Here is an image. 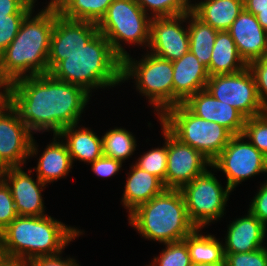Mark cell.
<instances>
[{
	"label": "cell",
	"instance_id": "obj_1",
	"mask_svg": "<svg viewBox=\"0 0 267 266\" xmlns=\"http://www.w3.org/2000/svg\"><path fill=\"white\" fill-rule=\"evenodd\" d=\"M2 94L32 134L52 131L53 135L79 124L92 97L82 87L55 79L50 73L20 78Z\"/></svg>",
	"mask_w": 267,
	"mask_h": 266
},
{
	"label": "cell",
	"instance_id": "obj_2",
	"mask_svg": "<svg viewBox=\"0 0 267 266\" xmlns=\"http://www.w3.org/2000/svg\"><path fill=\"white\" fill-rule=\"evenodd\" d=\"M34 11L26 15L16 37L0 54L1 90L20 78L48 73L56 10L45 6L36 15Z\"/></svg>",
	"mask_w": 267,
	"mask_h": 266
},
{
	"label": "cell",
	"instance_id": "obj_3",
	"mask_svg": "<svg viewBox=\"0 0 267 266\" xmlns=\"http://www.w3.org/2000/svg\"><path fill=\"white\" fill-rule=\"evenodd\" d=\"M84 231L49 215L17 216L1 233L6 257L29 261L63 250Z\"/></svg>",
	"mask_w": 267,
	"mask_h": 266
},
{
	"label": "cell",
	"instance_id": "obj_4",
	"mask_svg": "<svg viewBox=\"0 0 267 266\" xmlns=\"http://www.w3.org/2000/svg\"><path fill=\"white\" fill-rule=\"evenodd\" d=\"M121 70L122 59L98 31L81 50L68 54L49 73L55 79L82 87L92 96L94 89L120 85Z\"/></svg>",
	"mask_w": 267,
	"mask_h": 266
},
{
	"label": "cell",
	"instance_id": "obj_5",
	"mask_svg": "<svg viewBox=\"0 0 267 266\" xmlns=\"http://www.w3.org/2000/svg\"><path fill=\"white\" fill-rule=\"evenodd\" d=\"M129 225L141 237L159 243L183 240L196 227L189 220L180 189H165L128 214Z\"/></svg>",
	"mask_w": 267,
	"mask_h": 266
},
{
	"label": "cell",
	"instance_id": "obj_6",
	"mask_svg": "<svg viewBox=\"0 0 267 266\" xmlns=\"http://www.w3.org/2000/svg\"><path fill=\"white\" fill-rule=\"evenodd\" d=\"M141 57L138 61L128 54L122 59L121 80L124 83L132 78L136 90L148 99L159 118L173 107V64L148 49Z\"/></svg>",
	"mask_w": 267,
	"mask_h": 266
},
{
	"label": "cell",
	"instance_id": "obj_7",
	"mask_svg": "<svg viewBox=\"0 0 267 266\" xmlns=\"http://www.w3.org/2000/svg\"><path fill=\"white\" fill-rule=\"evenodd\" d=\"M158 119L174 137L201 152L211 162L233 136L218 123L197 117L183 103L170 107Z\"/></svg>",
	"mask_w": 267,
	"mask_h": 266
},
{
	"label": "cell",
	"instance_id": "obj_8",
	"mask_svg": "<svg viewBox=\"0 0 267 266\" xmlns=\"http://www.w3.org/2000/svg\"><path fill=\"white\" fill-rule=\"evenodd\" d=\"M151 19L135 0H114L97 27L123 59L129 54L122 46L124 42L148 48Z\"/></svg>",
	"mask_w": 267,
	"mask_h": 266
},
{
	"label": "cell",
	"instance_id": "obj_9",
	"mask_svg": "<svg viewBox=\"0 0 267 266\" xmlns=\"http://www.w3.org/2000/svg\"><path fill=\"white\" fill-rule=\"evenodd\" d=\"M212 169L195 177L180 190L183 194L189 220L196 228H205L225 214L232 190L214 176Z\"/></svg>",
	"mask_w": 267,
	"mask_h": 266
},
{
	"label": "cell",
	"instance_id": "obj_10",
	"mask_svg": "<svg viewBox=\"0 0 267 266\" xmlns=\"http://www.w3.org/2000/svg\"><path fill=\"white\" fill-rule=\"evenodd\" d=\"M17 109L0 95V169L23 167L38 154V144ZM27 159V160H26Z\"/></svg>",
	"mask_w": 267,
	"mask_h": 266
},
{
	"label": "cell",
	"instance_id": "obj_11",
	"mask_svg": "<svg viewBox=\"0 0 267 266\" xmlns=\"http://www.w3.org/2000/svg\"><path fill=\"white\" fill-rule=\"evenodd\" d=\"M246 140V141H245ZM214 172L226 175V185L234 191L237 185L251 177L267 173V157L243 134L233 135L221 153L211 162Z\"/></svg>",
	"mask_w": 267,
	"mask_h": 266
},
{
	"label": "cell",
	"instance_id": "obj_12",
	"mask_svg": "<svg viewBox=\"0 0 267 266\" xmlns=\"http://www.w3.org/2000/svg\"><path fill=\"white\" fill-rule=\"evenodd\" d=\"M206 90L214 98L236 108L246 118L267 111L258 97L255 79L248 67L234 74L209 76Z\"/></svg>",
	"mask_w": 267,
	"mask_h": 266
},
{
	"label": "cell",
	"instance_id": "obj_13",
	"mask_svg": "<svg viewBox=\"0 0 267 266\" xmlns=\"http://www.w3.org/2000/svg\"><path fill=\"white\" fill-rule=\"evenodd\" d=\"M183 22H187V13L152 18L148 52L169 61L184 56L189 51V35L187 25H183Z\"/></svg>",
	"mask_w": 267,
	"mask_h": 266
},
{
	"label": "cell",
	"instance_id": "obj_14",
	"mask_svg": "<svg viewBox=\"0 0 267 266\" xmlns=\"http://www.w3.org/2000/svg\"><path fill=\"white\" fill-rule=\"evenodd\" d=\"M210 169L211 161L201 152L179 141L168 131L166 189H181Z\"/></svg>",
	"mask_w": 267,
	"mask_h": 266
},
{
	"label": "cell",
	"instance_id": "obj_15",
	"mask_svg": "<svg viewBox=\"0 0 267 266\" xmlns=\"http://www.w3.org/2000/svg\"><path fill=\"white\" fill-rule=\"evenodd\" d=\"M97 24L64 18L56 11L48 57V73L66 56L81 50L98 32Z\"/></svg>",
	"mask_w": 267,
	"mask_h": 266
},
{
	"label": "cell",
	"instance_id": "obj_16",
	"mask_svg": "<svg viewBox=\"0 0 267 266\" xmlns=\"http://www.w3.org/2000/svg\"><path fill=\"white\" fill-rule=\"evenodd\" d=\"M24 167L3 169L1 179L10 188L14 199L15 208L19 216H44L45 205L42 191L47 184L43 183L37 176L32 179Z\"/></svg>",
	"mask_w": 267,
	"mask_h": 266
},
{
	"label": "cell",
	"instance_id": "obj_17",
	"mask_svg": "<svg viewBox=\"0 0 267 266\" xmlns=\"http://www.w3.org/2000/svg\"><path fill=\"white\" fill-rule=\"evenodd\" d=\"M183 104L197 117L218 123L232 135L243 133L246 117L231 105L214 98L206 89L191 95Z\"/></svg>",
	"mask_w": 267,
	"mask_h": 266
},
{
	"label": "cell",
	"instance_id": "obj_18",
	"mask_svg": "<svg viewBox=\"0 0 267 266\" xmlns=\"http://www.w3.org/2000/svg\"><path fill=\"white\" fill-rule=\"evenodd\" d=\"M227 32L233 38L240 57L247 65L266 56L267 32L252 13L243 9Z\"/></svg>",
	"mask_w": 267,
	"mask_h": 266
},
{
	"label": "cell",
	"instance_id": "obj_19",
	"mask_svg": "<svg viewBox=\"0 0 267 266\" xmlns=\"http://www.w3.org/2000/svg\"><path fill=\"white\" fill-rule=\"evenodd\" d=\"M266 234L267 227L248 211L228 225L224 253H247L265 247Z\"/></svg>",
	"mask_w": 267,
	"mask_h": 266
},
{
	"label": "cell",
	"instance_id": "obj_20",
	"mask_svg": "<svg viewBox=\"0 0 267 266\" xmlns=\"http://www.w3.org/2000/svg\"><path fill=\"white\" fill-rule=\"evenodd\" d=\"M173 64V106L184 103L191 95L206 89L209 74L189 50Z\"/></svg>",
	"mask_w": 267,
	"mask_h": 266
},
{
	"label": "cell",
	"instance_id": "obj_21",
	"mask_svg": "<svg viewBox=\"0 0 267 266\" xmlns=\"http://www.w3.org/2000/svg\"><path fill=\"white\" fill-rule=\"evenodd\" d=\"M130 168L121 198L122 206L128 210V213L166 189L163 182L155 175L140 169L133 163Z\"/></svg>",
	"mask_w": 267,
	"mask_h": 266
},
{
	"label": "cell",
	"instance_id": "obj_22",
	"mask_svg": "<svg viewBox=\"0 0 267 266\" xmlns=\"http://www.w3.org/2000/svg\"><path fill=\"white\" fill-rule=\"evenodd\" d=\"M51 141L40 154L37 167L28 171L30 174L36 171L37 177L47 185L66 177L73 168L65 142L58 135H53Z\"/></svg>",
	"mask_w": 267,
	"mask_h": 266
},
{
	"label": "cell",
	"instance_id": "obj_23",
	"mask_svg": "<svg viewBox=\"0 0 267 266\" xmlns=\"http://www.w3.org/2000/svg\"><path fill=\"white\" fill-rule=\"evenodd\" d=\"M96 134L90 127L74 124L62 129L58 136L65 142L73 164L78 160L89 165L103 155L102 138Z\"/></svg>",
	"mask_w": 267,
	"mask_h": 266
},
{
	"label": "cell",
	"instance_id": "obj_24",
	"mask_svg": "<svg viewBox=\"0 0 267 266\" xmlns=\"http://www.w3.org/2000/svg\"><path fill=\"white\" fill-rule=\"evenodd\" d=\"M243 9V0H201L192 3V12L218 31H227Z\"/></svg>",
	"mask_w": 267,
	"mask_h": 266
},
{
	"label": "cell",
	"instance_id": "obj_25",
	"mask_svg": "<svg viewBox=\"0 0 267 266\" xmlns=\"http://www.w3.org/2000/svg\"><path fill=\"white\" fill-rule=\"evenodd\" d=\"M247 66L240 57L231 35L227 31H218L210 64L207 67L209 76L234 74Z\"/></svg>",
	"mask_w": 267,
	"mask_h": 266
},
{
	"label": "cell",
	"instance_id": "obj_26",
	"mask_svg": "<svg viewBox=\"0 0 267 266\" xmlns=\"http://www.w3.org/2000/svg\"><path fill=\"white\" fill-rule=\"evenodd\" d=\"M189 20V21H188ZM189 50L206 69L210 64L218 30L199 19L192 11L187 13Z\"/></svg>",
	"mask_w": 267,
	"mask_h": 266
},
{
	"label": "cell",
	"instance_id": "obj_27",
	"mask_svg": "<svg viewBox=\"0 0 267 266\" xmlns=\"http://www.w3.org/2000/svg\"><path fill=\"white\" fill-rule=\"evenodd\" d=\"M114 0H50L47 6L64 18L98 24Z\"/></svg>",
	"mask_w": 267,
	"mask_h": 266
},
{
	"label": "cell",
	"instance_id": "obj_28",
	"mask_svg": "<svg viewBox=\"0 0 267 266\" xmlns=\"http://www.w3.org/2000/svg\"><path fill=\"white\" fill-rule=\"evenodd\" d=\"M196 228L183 240L187 243L192 264H225L223 242L214 235L201 234Z\"/></svg>",
	"mask_w": 267,
	"mask_h": 266
},
{
	"label": "cell",
	"instance_id": "obj_29",
	"mask_svg": "<svg viewBox=\"0 0 267 266\" xmlns=\"http://www.w3.org/2000/svg\"><path fill=\"white\" fill-rule=\"evenodd\" d=\"M103 155L122 163L136 151L137 141L132 132L115 127L102 135Z\"/></svg>",
	"mask_w": 267,
	"mask_h": 266
},
{
	"label": "cell",
	"instance_id": "obj_30",
	"mask_svg": "<svg viewBox=\"0 0 267 266\" xmlns=\"http://www.w3.org/2000/svg\"><path fill=\"white\" fill-rule=\"evenodd\" d=\"M161 130L162 137L164 138L163 146L151 148V150L144 152L134 163L140 169L158 177L165 186L168 158V130L162 124Z\"/></svg>",
	"mask_w": 267,
	"mask_h": 266
},
{
	"label": "cell",
	"instance_id": "obj_31",
	"mask_svg": "<svg viewBox=\"0 0 267 266\" xmlns=\"http://www.w3.org/2000/svg\"><path fill=\"white\" fill-rule=\"evenodd\" d=\"M147 15L173 17L192 11L191 0H135ZM150 12V13H149Z\"/></svg>",
	"mask_w": 267,
	"mask_h": 266
},
{
	"label": "cell",
	"instance_id": "obj_32",
	"mask_svg": "<svg viewBox=\"0 0 267 266\" xmlns=\"http://www.w3.org/2000/svg\"><path fill=\"white\" fill-rule=\"evenodd\" d=\"M165 248L154 257L151 266H192L187 243L184 240L165 243Z\"/></svg>",
	"mask_w": 267,
	"mask_h": 266
},
{
	"label": "cell",
	"instance_id": "obj_33",
	"mask_svg": "<svg viewBox=\"0 0 267 266\" xmlns=\"http://www.w3.org/2000/svg\"><path fill=\"white\" fill-rule=\"evenodd\" d=\"M242 134L267 157V111L261 115L246 118Z\"/></svg>",
	"mask_w": 267,
	"mask_h": 266
},
{
	"label": "cell",
	"instance_id": "obj_34",
	"mask_svg": "<svg viewBox=\"0 0 267 266\" xmlns=\"http://www.w3.org/2000/svg\"><path fill=\"white\" fill-rule=\"evenodd\" d=\"M225 266H267V246L247 253L225 254Z\"/></svg>",
	"mask_w": 267,
	"mask_h": 266
},
{
	"label": "cell",
	"instance_id": "obj_35",
	"mask_svg": "<svg viewBox=\"0 0 267 266\" xmlns=\"http://www.w3.org/2000/svg\"><path fill=\"white\" fill-rule=\"evenodd\" d=\"M18 216L10 188L0 179V233Z\"/></svg>",
	"mask_w": 267,
	"mask_h": 266
},
{
	"label": "cell",
	"instance_id": "obj_36",
	"mask_svg": "<svg viewBox=\"0 0 267 266\" xmlns=\"http://www.w3.org/2000/svg\"><path fill=\"white\" fill-rule=\"evenodd\" d=\"M27 14H11L0 18V54L18 34L20 25Z\"/></svg>",
	"mask_w": 267,
	"mask_h": 266
},
{
	"label": "cell",
	"instance_id": "obj_37",
	"mask_svg": "<svg viewBox=\"0 0 267 266\" xmlns=\"http://www.w3.org/2000/svg\"><path fill=\"white\" fill-rule=\"evenodd\" d=\"M247 67L254 76L258 97L267 108V56L250 62Z\"/></svg>",
	"mask_w": 267,
	"mask_h": 266
},
{
	"label": "cell",
	"instance_id": "obj_38",
	"mask_svg": "<svg viewBox=\"0 0 267 266\" xmlns=\"http://www.w3.org/2000/svg\"><path fill=\"white\" fill-rule=\"evenodd\" d=\"M123 163L119 160L102 155L100 158L90 163L91 171L101 178H110L118 174L122 169Z\"/></svg>",
	"mask_w": 267,
	"mask_h": 266
},
{
	"label": "cell",
	"instance_id": "obj_39",
	"mask_svg": "<svg viewBox=\"0 0 267 266\" xmlns=\"http://www.w3.org/2000/svg\"><path fill=\"white\" fill-rule=\"evenodd\" d=\"M260 184V189L249 204V211L267 227V180Z\"/></svg>",
	"mask_w": 267,
	"mask_h": 266
},
{
	"label": "cell",
	"instance_id": "obj_40",
	"mask_svg": "<svg viewBox=\"0 0 267 266\" xmlns=\"http://www.w3.org/2000/svg\"><path fill=\"white\" fill-rule=\"evenodd\" d=\"M37 0H0V18L11 14H28Z\"/></svg>",
	"mask_w": 267,
	"mask_h": 266
},
{
	"label": "cell",
	"instance_id": "obj_41",
	"mask_svg": "<svg viewBox=\"0 0 267 266\" xmlns=\"http://www.w3.org/2000/svg\"><path fill=\"white\" fill-rule=\"evenodd\" d=\"M62 252L52 256L36 257L29 260V266H80L74 258L70 256L64 258ZM63 257V258H62Z\"/></svg>",
	"mask_w": 267,
	"mask_h": 266
},
{
	"label": "cell",
	"instance_id": "obj_42",
	"mask_svg": "<svg viewBox=\"0 0 267 266\" xmlns=\"http://www.w3.org/2000/svg\"><path fill=\"white\" fill-rule=\"evenodd\" d=\"M244 9L253 15L258 14V10L267 9V0H243Z\"/></svg>",
	"mask_w": 267,
	"mask_h": 266
},
{
	"label": "cell",
	"instance_id": "obj_43",
	"mask_svg": "<svg viewBox=\"0 0 267 266\" xmlns=\"http://www.w3.org/2000/svg\"><path fill=\"white\" fill-rule=\"evenodd\" d=\"M0 266H29V261L6 257Z\"/></svg>",
	"mask_w": 267,
	"mask_h": 266
},
{
	"label": "cell",
	"instance_id": "obj_44",
	"mask_svg": "<svg viewBox=\"0 0 267 266\" xmlns=\"http://www.w3.org/2000/svg\"><path fill=\"white\" fill-rule=\"evenodd\" d=\"M258 22L261 27L267 32V9L266 10H258V14L256 15Z\"/></svg>",
	"mask_w": 267,
	"mask_h": 266
},
{
	"label": "cell",
	"instance_id": "obj_45",
	"mask_svg": "<svg viewBox=\"0 0 267 266\" xmlns=\"http://www.w3.org/2000/svg\"><path fill=\"white\" fill-rule=\"evenodd\" d=\"M6 259V254H5V251H4V247H3V244H2V241L0 239V264Z\"/></svg>",
	"mask_w": 267,
	"mask_h": 266
},
{
	"label": "cell",
	"instance_id": "obj_46",
	"mask_svg": "<svg viewBox=\"0 0 267 266\" xmlns=\"http://www.w3.org/2000/svg\"><path fill=\"white\" fill-rule=\"evenodd\" d=\"M192 266H225V264H193Z\"/></svg>",
	"mask_w": 267,
	"mask_h": 266
}]
</instances>
